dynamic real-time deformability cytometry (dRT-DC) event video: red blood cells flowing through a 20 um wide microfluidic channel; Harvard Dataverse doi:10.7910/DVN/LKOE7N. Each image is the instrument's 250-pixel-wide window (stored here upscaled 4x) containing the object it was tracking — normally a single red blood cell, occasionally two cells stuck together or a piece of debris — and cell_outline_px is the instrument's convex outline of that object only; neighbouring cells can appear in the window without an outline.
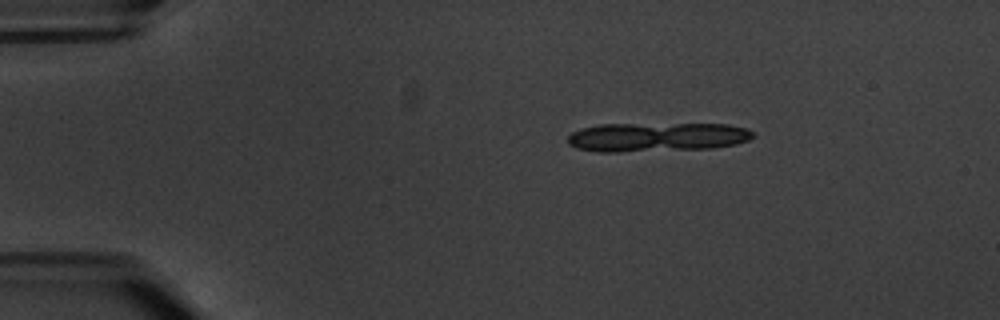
{"species": "common noctule bat (a hibernating species)", "species_latin": "Nyctalus noctula", "temperature_condition": "warm", "stored_images_in_passage": 5, "camera_frame_rate_fps": 3000, "um_per_image_px": 0.085, "animal": {"sex": "male", "body_mass_g": 20.1, "forearm_length_mm": 53.5}, "frame": {"image": 1, "passage_image": 1, "time_ms": 0.0, "image_size_px": [1000, 320], "cell_outline_px": [[756, 136], [748, 140], [736, 144], [712, 148], [620, 152], [596, 152], [576, 148], [568, 144], [568, 136], [572, 132], [580, 128], [600, 124], [728, 124], [744, 128], [756, 132]], "centroid_in_image_um": [55.83, 11.65], "position_along_channel_um": 29.2, "area_um2": 31.67}}